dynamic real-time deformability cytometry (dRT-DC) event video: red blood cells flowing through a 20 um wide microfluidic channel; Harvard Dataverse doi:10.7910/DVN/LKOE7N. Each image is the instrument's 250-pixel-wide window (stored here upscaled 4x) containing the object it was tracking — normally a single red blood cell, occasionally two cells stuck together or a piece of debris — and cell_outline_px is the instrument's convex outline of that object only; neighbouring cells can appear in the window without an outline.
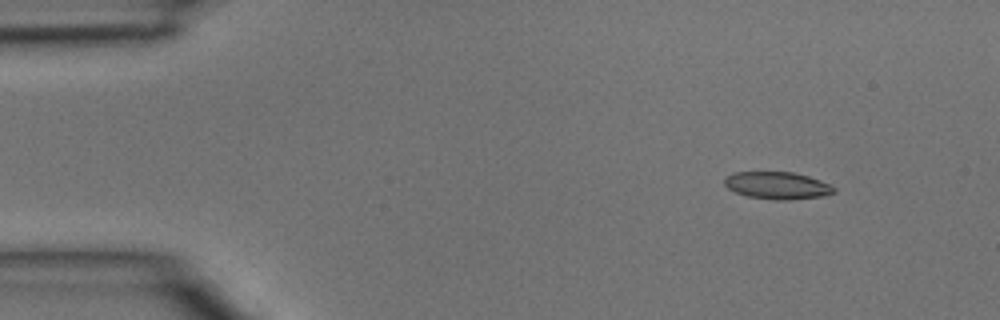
{"species": "common noctule bat (a hibernating species)", "species_latin": "Nyctalus noctula", "temperature_condition": "room temperature", "stored_images_in_passage": 4, "camera_frame_rate_fps": 3000, "um_per_image_px": 0.085, "animal": {"sex": "male", "body_mass_g": 15.6}, "frame": {"image": 1, "passage_image": 2, "time_ms": 0.333, "image_size_px": [1000, 320], "cell_outline_px": [[836, 192], [820, 196], [788, 200], [776, 200], [748, 196], [736, 192], [728, 188], [724, 184], [724, 180], [732, 172], [792, 172], [808, 176], [820, 180], [836, 188]], "centroid_in_image_um": [66.07, 15.76], "position_along_channel_um": 18.9, "area_um2": 17.22}}
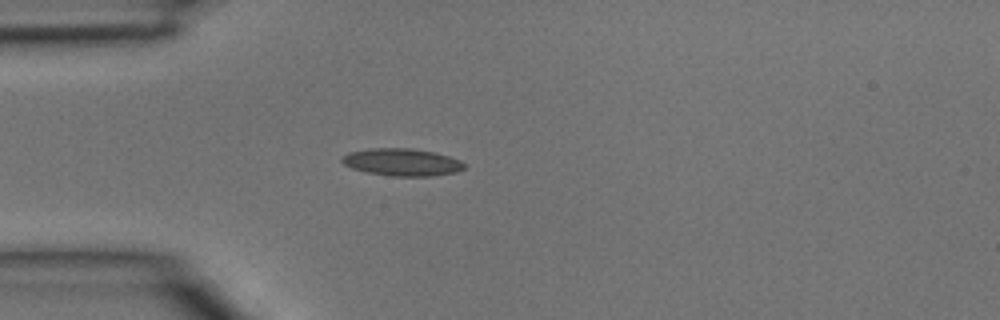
{"frame": {"image": 2, "passage_image": 4, "time_ms": 1.0, "image_size_px": [1000, 320], "cell_outline_px": [[464, 168], [456, 172], [432, 176], [392, 176], [368, 172], [352, 168], [344, 164], [340, 160], [340, 156], [348, 152], [368, 148], [412, 148], [432, 152], [448, 156], [460, 160], [464, 164]], "centroid_in_image_um": [34.12, 13.77], "position_along_channel_um": 50.9, "area_um2": 19.48}}